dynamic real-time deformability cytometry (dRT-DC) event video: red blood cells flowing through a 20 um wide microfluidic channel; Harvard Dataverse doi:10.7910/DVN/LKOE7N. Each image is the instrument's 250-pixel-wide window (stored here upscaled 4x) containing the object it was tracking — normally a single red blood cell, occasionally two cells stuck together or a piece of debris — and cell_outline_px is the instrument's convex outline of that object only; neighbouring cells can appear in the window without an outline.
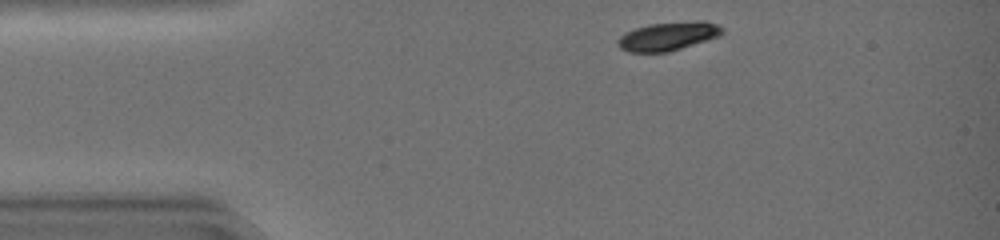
{"species": "common noctule bat (a hibernating species)", "species_latin": "Nyctalus noctula", "temperature_condition": "warm", "stored_images_in_passage": 34, "camera_frame_rate_fps": 3000, "um_per_image_px": 0.085, "animal": {"sex": "female", "body_mass_g": 19.0, "forearm_length_mm": 51.5}, "frame": {"image": 1, "passage_image": 1, "time_ms": 0.0, "image_size_px": [1000, 240], "cell_outline_px": [[724, 32], [720, 36], [668, 52], [628, 52], [620, 48], [616, 40], [620, 36], [636, 28], [648, 24], [696, 20], [704, 20], [716, 24], [724, 28]], "centroid_in_image_um": [56.82, 3.06], "position_along_channel_um": 28.2, "area_um2": 17.46}}
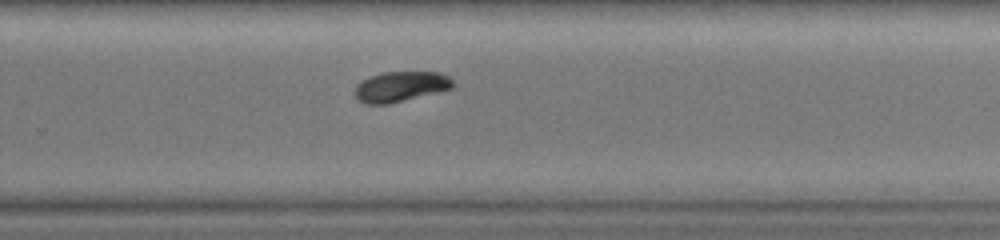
{"frame": {"image": 2, "passage_image": 23, "time_ms": 7.333, "image_size_px": [1000, 240], "cell_outline_px": [[456, 84], [452, 88], [388, 104], [364, 104], [356, 100], [352, 92], [364, 80], [372, 76], [384, 72], [436, 72], [448, 76]], "centroid_in_image_um": [34.03, 7.37], "position_along_channel_um": 295.8, "area_um2": 17.11}}
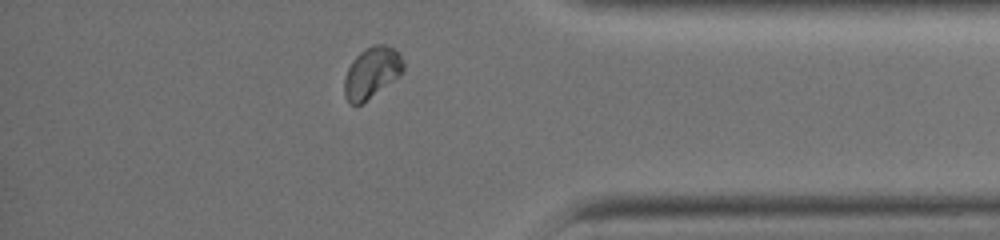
{"frame": {"image": 3, "passage_image": 31, "time_ms": 10.0, "image_size_px": [1000, 240], "cell_outline_px": [[404, 72], [400, 76], [360, 104], [352, 104], [344, 96], [344, 80], [348, 68], [352, 60], [360, 52], [372, 44], [384, 44], [400, 52], [404, 64]], "centroid_in_image_um": [31.62, 6.14], "position_along_channel_um": 403.6, "area_um2": 17.51}, "authors_computed_cell_mechanics": {"area_um2": 18.4671, "velocity_mm_per_s": 4.3611, "shape_relaxation_time_tau1_ms": 1.0146, "shape_relaxation_time_tau2_ms": 6.1953, "deformation_change_tau1": 0.0878, "deformation_change_tau2": 0.0426}}